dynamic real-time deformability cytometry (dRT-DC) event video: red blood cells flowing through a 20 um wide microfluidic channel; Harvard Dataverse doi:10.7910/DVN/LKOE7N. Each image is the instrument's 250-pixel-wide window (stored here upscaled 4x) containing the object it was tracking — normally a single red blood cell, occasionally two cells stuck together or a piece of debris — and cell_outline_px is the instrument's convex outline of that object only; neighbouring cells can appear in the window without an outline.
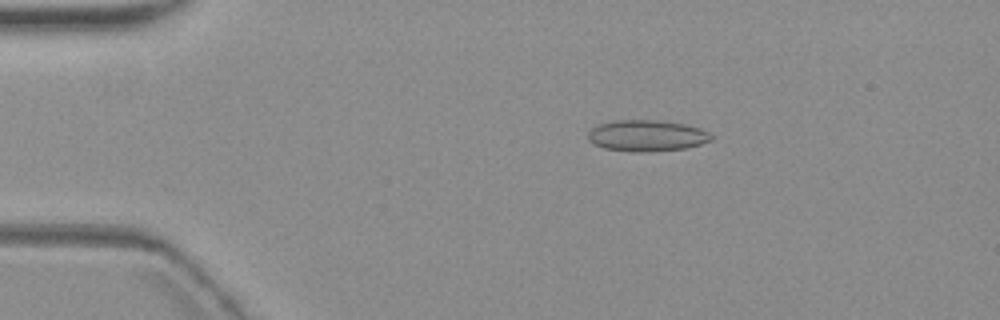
{"species": "common noctule bat (a hibernating species)", "species_latin": "Nyctalus noctula", "temperature_condition": "warm", "stored_images_in_passage": 7, "camera_frame_rate_fps": 3000, "um_per_image_px": 0.085, "animal": {"sex": "female", "body_mass_g": 19.3, "forearm_length_mm": 54.1}, "frame": {"image": 1, "passage_image": 3, "time_ms": 2.333, "image_size_px": [1000, 320], "cell_outline_px": [[712, 140], [688, 148], [648, 152], [632, 152], [604, 148], [588, 140], [588, 132], [596, 124], [616, 120], [656, 120], [684, 124], [700, 128], [708, 132], [712, 136]], "centroid_in_image_um": [54.97, 11.53], "position_along_channel_um": 30.0, "area_um2": 22.54}}
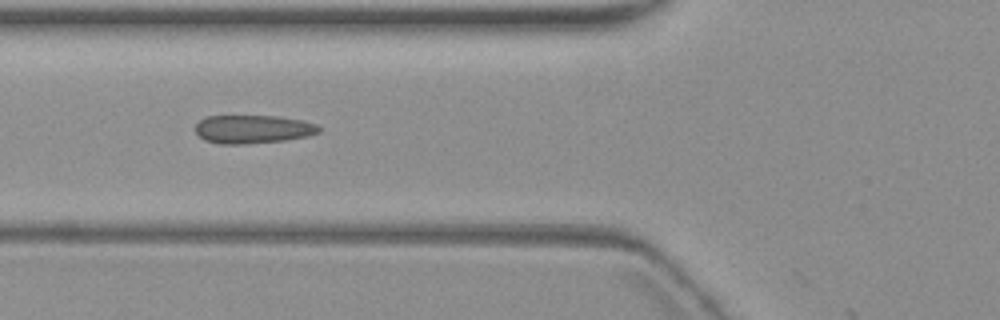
{"frame": {"image": 2, "passage_image": 6, "time_ms": 6.0, "image_size_px": [1000, 320], "cell_outline_px": [[320, 132], [308, 136], [284, 140], [244, 144], [220, 144], [204, 140], [196, 132], [196, 124], [200, 120], [208, 116], [276, 116], [304, 120], [316, 124], [320, 128]], "centroid_in_image_um": [21.51, 10.98], "position_along_channel_um": 104.3, "area_um2": 20.4}}
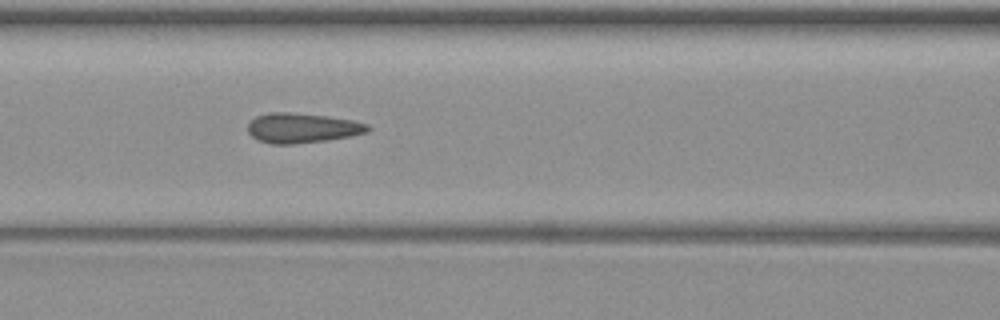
{"frame": {"image": 3, "passage_image": 7, "time_ms": 7.0, "image_size_px": [1000, 320], "cell_outline_px": [[372, 128], [368, 132], [352, 136], [328, 140], [292, 144], [272, 144], [256, 140], [248, 132], [248, 124], [256, 116], [268, 112], [292, 112], [328, 116], [352, 120], [368, 124]], "centroid_in_image_um": [25.69, 10.88], "position_along_channel_um": 140.9, "area_um2": 21.1}}